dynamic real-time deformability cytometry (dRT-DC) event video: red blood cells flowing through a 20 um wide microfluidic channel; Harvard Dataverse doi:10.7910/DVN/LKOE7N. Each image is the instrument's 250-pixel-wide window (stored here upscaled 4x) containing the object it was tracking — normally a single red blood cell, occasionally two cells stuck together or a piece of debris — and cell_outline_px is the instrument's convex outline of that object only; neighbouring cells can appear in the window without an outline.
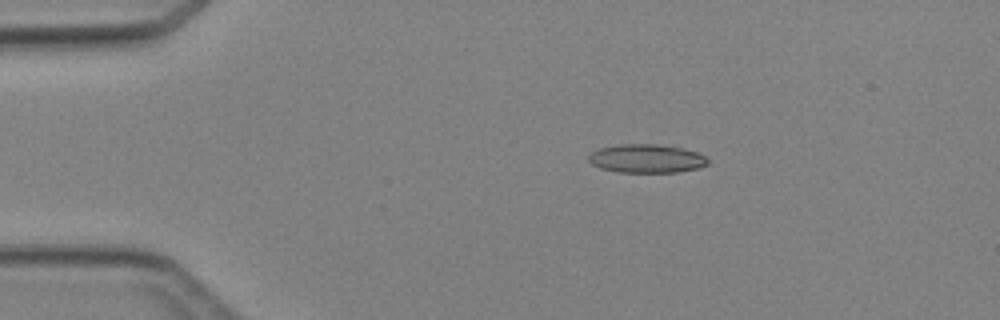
{"species": "Egyptian fruit bat (a non-hibernating species)", "species_latin": "Rousettus aegyptiacus", "temperature_condition": "cold", "stored_images_in_passage": 3, "camera_frame_rate_fps": 3000, "um_per_image_px": 0.085, "animal": {"sex": "female"}, "frame": {"image": 1, "passage_image": 1, "time_ms": 0.0, "image_size_px": [1000, 320], "cell_outline_px": [[708, 164], [700, 168], [676, 172], [616, 172], [600, 168], [592, 164], [588, 160], [588, 156], [592, 152], [600, 148], [620, 144], [656, 144], [684, 148], [696, 152], [704, 156], [708, 160]], "centroid_in_image_um": [54.95, 13.48], "position_along_channel_um": 30.0, "area_um2": 19.88}}
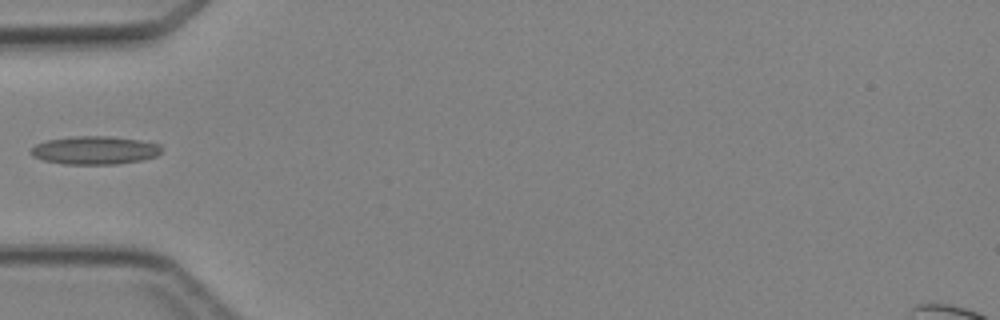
{"frame": {"image": 2, "passage_image": 3, "time_ms": 2.333, "image_size_px": [1000, 320], "cell_outline_px": [[160, 152], [156, 156], [140, 160], [116, 164], [64, 164], [44, 160], [32, 156], [28, 152], [36, 144], [48, 140], [72, 136], [108, 136], [140, 140], [160, 144]], "centroid_in_image_um": [8.02, 12.77], "position_along_channel_um": 77.0, "area_um2": 21.39}}